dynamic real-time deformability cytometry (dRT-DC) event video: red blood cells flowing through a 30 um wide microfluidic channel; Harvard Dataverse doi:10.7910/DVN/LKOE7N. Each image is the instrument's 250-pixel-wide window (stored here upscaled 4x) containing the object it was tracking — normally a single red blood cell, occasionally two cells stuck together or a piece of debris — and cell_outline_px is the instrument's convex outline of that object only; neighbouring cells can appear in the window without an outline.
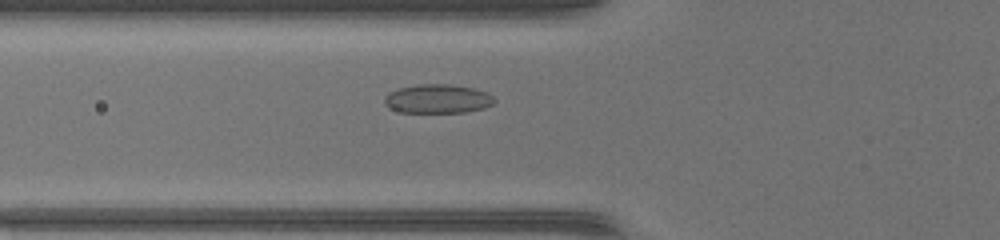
{"species": "common noctule bat (a hibernating species)", "species_latin": "Nyctalus noctula", "temperature_condition": "warm", "stored_images_in_passage": 40, "camera_frame_rate_fps": 3000, "um_per_image_px": 0.085, "animal": {"sex": "female", "body_mass_g": 17.0, "forearm_length_mm": 48.0}, "frame": {"image": 1, "passage_image": 9, "time_ms": 2.667, "image_size_px": [1000, 240], "cell_outline_px": [[496, 100], [492, 104], [484, 108], [464, 112], [400, 112], [388, 108], [384, 104], [384, 96], [388, 92], [400, 88], [416, 84], [448, 84], [472, 88], [488, 92]], "centroid_in_image_um": [37.17, 8.4], "position_along_channel_um": 88.6, "area_um2": 18.61}}
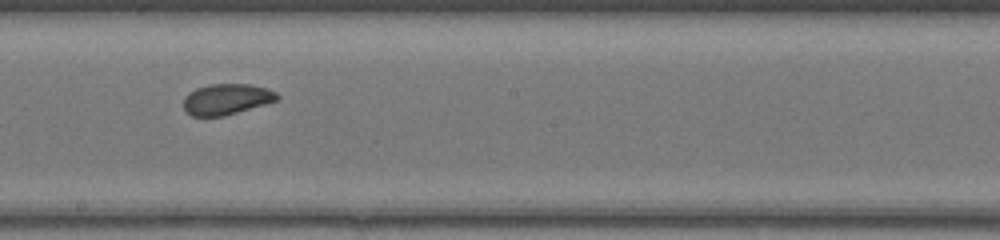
{"frame": {"image": 2, "passage_image": 19, "time_ms": 6.0, "image_size_px": [1000, 240], "cell_outline_px": [[280, 96], [276, 100], [264, 104], [224, 116], [192, 116], [184, 112], [184, 96], [188, 92], [196, 88], [208, 84], [248, 84], [268, 88], [276, 92]], "centroid_in_image_um": [19.21, 8.42], "position_along_channel_um": 229.0, "area_um2": 16.88}}
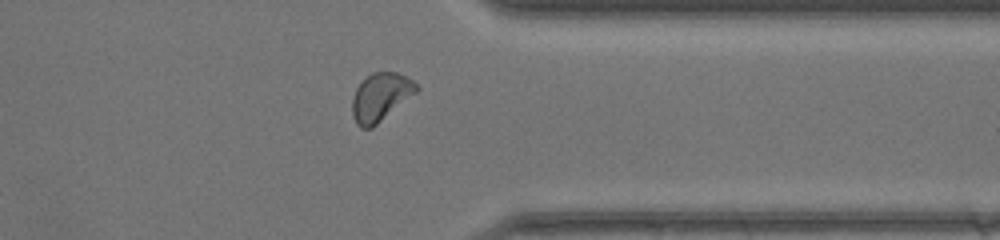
{"frame": {"image": 3, "passage_image": 30, "time_ms": 9.667, "image_size_px": [1000, 240], "cell_outline_px": [[420, 88], [416, 92], [372, 128], [360, 128], [356, 124], [352, 116], [352, 100], [356, 88], [372, 72], [396, 72], [408, 76]], "centroid_in_image_um": [32.34, 8.25], "position_along_channel_um": 379.1, "area_um2": 17.8}, "authors_computed_cell_mechanics": {"area_um2": 17.7157, "velocity_mm_per_s": 4.1987, "shape_relaxation_time_tau1_ms": 3.7056, "shape_relaxation_time_tau2_ms": 1.3824, "deformation_change_tau1": 0.1112, "deformation_change_tau2": 0.0427}}